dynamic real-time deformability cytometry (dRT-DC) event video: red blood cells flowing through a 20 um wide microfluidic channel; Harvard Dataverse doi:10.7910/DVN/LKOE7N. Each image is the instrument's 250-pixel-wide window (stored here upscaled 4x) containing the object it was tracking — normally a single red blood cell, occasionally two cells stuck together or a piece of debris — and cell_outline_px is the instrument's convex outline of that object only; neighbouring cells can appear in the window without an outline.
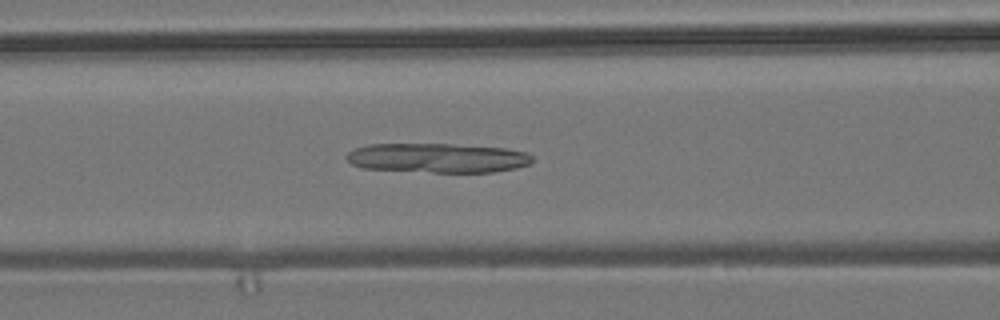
{"species": "common noctule bat (a hibernating species)", "species_latin": "Nyctalus noctula", "temperature_condition": "room temperature", "stored_images_in_passage": 56, "camera_frame_rate_fps": 3000, "um_per_image_px": 0.085, "animal": {"sex": "male", "body_mass_g": 19.2, "forearm_length_mm": 51.8}, "frame": {"image": 1, "passage_image": 23, "time_ms": 7.333, "image_size_px": [1000, 320], "cell_outline_px": [[532, 160], [528, 164], [516, 168], [492, 172], [432, 172], [364, 168], [352, 164], [344, 156], [348, 152], [356, 148], [368, 144], [452, 144], [504, 148], [524, 152], [532, 156]], "centroid_in_image_um": [37.16, 13.42], "position_along_channel_um": 129.4, "area_um2": 31.67}}
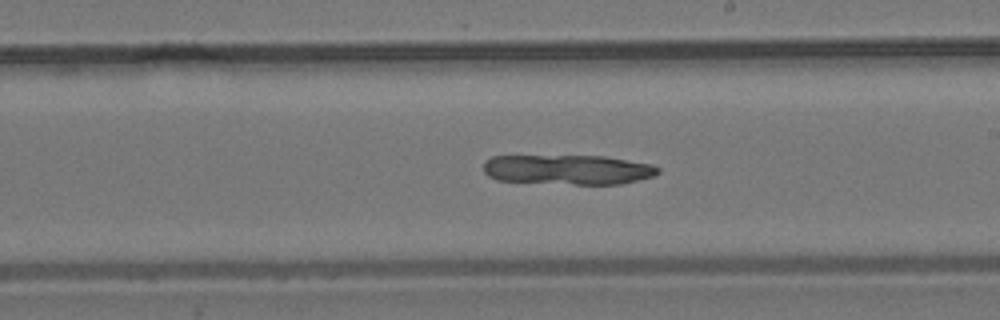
{"frame": {"image": 2, "passage_image": 32, "time_ms": 10.333, "image_size_px": [1000, 320], "cell_outline_px": [[660, 172], [652, 176], [620, 184], [576, 184], [496, 180], [488, 176], [484, 172], [484, 160], [492, 156], [604, 156], [652, 164], [660, 168]], "centroid_in_image_um": [48.25, 14.41], "position_along_channel_um": 240.7, "area_um2": 30.23}}
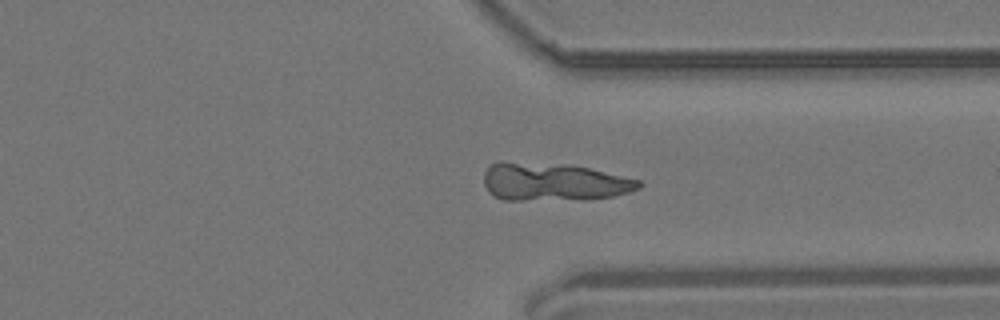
{"frame": {"image": 3, "passage_image": 42, "time_ms": 13.667, "image_size_px": [1000, 320], "cell_outline_px": [[640, 188], [628, 192], [612, 196], [520, 200], [504, 200], [492, 196], [488, 192], [484, 184], [484, 172], [492, 164], [500, 160], [504, 160], [572, 164], [640, 180]], "centroid_in_image_um": [46.95, 15.41], "position_along_channel_um": 364.4, "area_um2": 34.04}}